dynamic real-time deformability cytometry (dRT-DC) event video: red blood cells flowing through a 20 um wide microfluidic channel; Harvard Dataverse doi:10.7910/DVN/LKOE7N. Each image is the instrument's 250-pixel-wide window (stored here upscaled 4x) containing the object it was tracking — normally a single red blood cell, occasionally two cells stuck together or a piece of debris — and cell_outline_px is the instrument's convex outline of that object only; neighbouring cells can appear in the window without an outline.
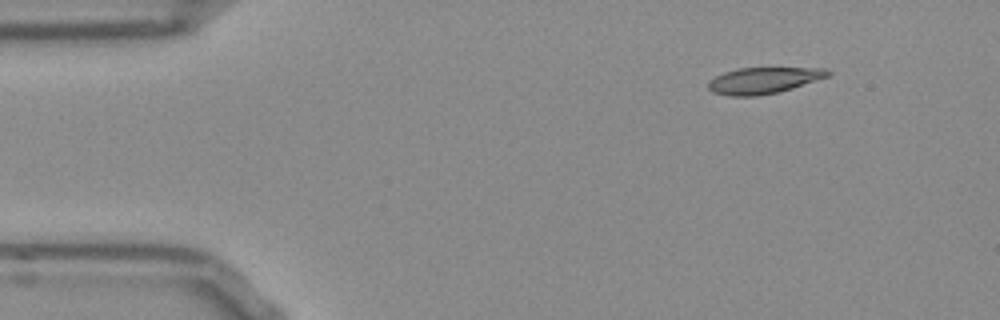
{"species": "Egyptian fruit bat (a non-hibernating species)", "species_latin": "Rousettus aegyptiacus", "temperature_condition": "room temperature", "stored_images_in_passage": 47, "camera_frame_rate_fps": 3000, "um_per_image_px": 0.085, "frame": {"image": 1, "passage_image": 1, "time_ms": 0.0, "image_size_px": [1000, 320], "cell_outline_px": [[832, 72], [828, 76], [792, 88], [776, 92], [756, 96], [728, 96], [712, 92], [708, 88], [708, 84], [716, 76], [724, 72], [736, 68], [828, 68]], "centroid_in_image_um": [64.89, 6.83], "position_along_channel_um": 20.1, "area_um2": 18.15}}
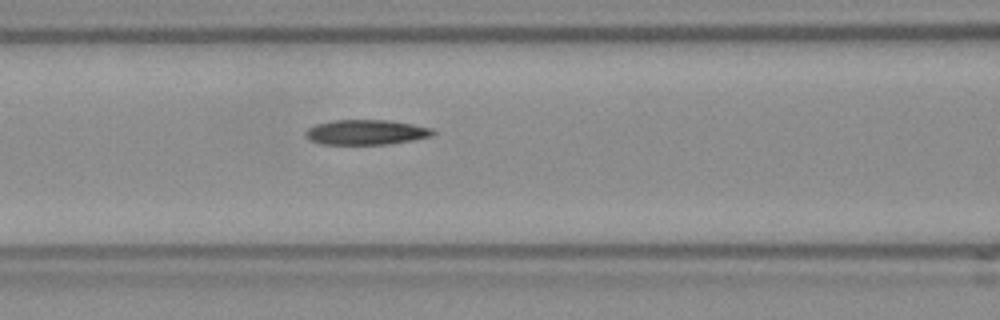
{"frame": {"image": 2, "passage_image": 16, "time_ms": 5.0, "image_size_px": [1000, 320], "cell_outline_px": [[436, 132], [432, 136], [412, 140], [388, 144], [324, 144], [312, 140], [304, 132], [308, 128], [316, 124], [336, 120], [388, 120], [412, 124], [432, 128]], "centroid_in_image_um": [31.16, 11.23], "position_along_channel_um": 135.4, "area_um2": 18.32}}
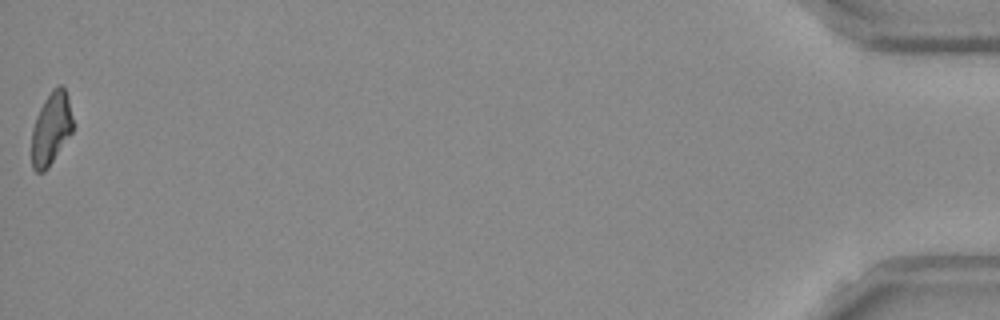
{"frame": {"image": 3, "passage_image": 47, "time_ms": 15.333, "image_size_px": [1000, 320], "cell_outline_px": [[76, 124], [72, 132], [48, 168], [44, 172], [36, 172], [32, 168], [32, 128], [36, 116], [44, 100], [52, 88], [56, 84], [60, 84], [64, 88], [68, 96]], "centroid_in_image_um": [4.38, 10.89], "position_along_channel_um": 430.8, "area_um2": 17.86}, "authors_computed_cell_mechanics": {"area_um2": 18.8428, "velocity_mm_per_s": 3.8686, "shape_relaxation_time_tau1_ms": null, "shape_relaxation_time_tau2_ms": 7.9067, "deformation_change_tau1": null, "deformation_change_tau2": 0.1783}}